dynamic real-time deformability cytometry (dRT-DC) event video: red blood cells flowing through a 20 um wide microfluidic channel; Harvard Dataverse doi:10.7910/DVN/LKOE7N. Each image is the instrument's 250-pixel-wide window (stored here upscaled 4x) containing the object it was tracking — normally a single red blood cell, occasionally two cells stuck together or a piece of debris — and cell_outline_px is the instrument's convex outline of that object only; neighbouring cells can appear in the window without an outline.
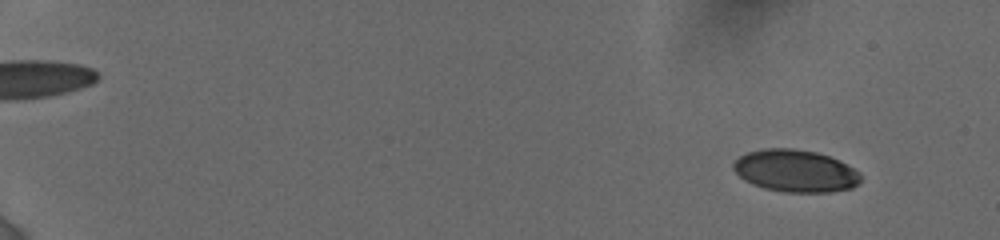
{"species": "human", "species_latin": "Homo sapiens", "temperature_condition": "cold", "stored_images_in_passage": 58, "camera_frame_rate_fps": 3000, "um_per_image_px": 0.085, "donor": {"sex": "female"}, "frame": {"image": 1, "passage_image": 6, "time_ms": 1.333, "image_size_px": [1000, 240], "cell_outline_px": [[860, 180], [852, 188], [828, 192], [784, 192], [764, 188], [752, 184], [744, 180], [732, 168], [732, 164], [740, 156], [748, 152], [764, 148], [792, 148], [816, 152], [840, 160], [860, 172]], "centroid_in_image_um": [67.6, 14.52], "position_along_channel_um": 17.4, "area_um2": 31.33}}
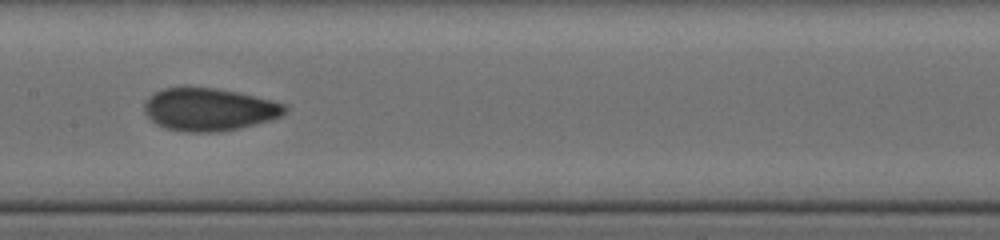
{"frame": {"image": 2, "passage_image": 33, "time_ms": 10.333, "image_size_px": [1000, 240], "cell_outline_px": [[288, 108], [280, 116], [268, 120], [240, 128], [220, 132], [188, 132], [164, 128], [156, 124], [144, 112], [144, 100], [148, 96], [164, 88], [216, 88], [236, 92], [272, 100], [284, 104]], "centroid_in_image_um": [17.73, 9.31], "position_along_channel_um": 189.7, "area_um2": 34.74}}
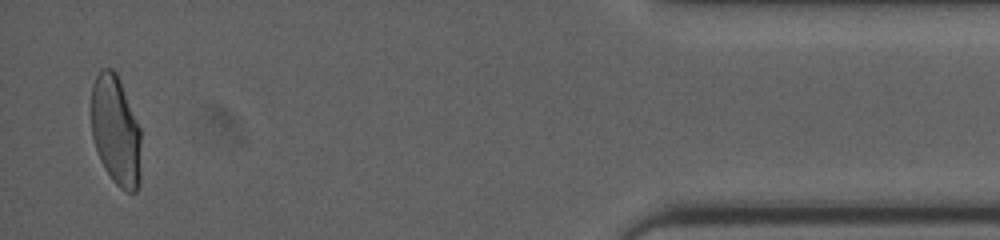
{"frame": {"image": 3, "passage_image": 57, "time_ms": 18.0, "image_size_px": [1000, 240], "cell_outline_px": [[140, 184], [136, 192], [128, 192], [120, 188], [112, 180], [104, 168], [100, 160], [92, 136], [92, 84], [100, 68], [112, 68], [116, 72], [120, 80], [140, 128]], "centroid_in_image_um": [9.84, 11.11], "position_along_channel_um": 425.4, "area_um2": 31.96}, "authors_computed_cell_mechanics": {"area_um2": 32.7437, "velocity_mm_per_s": 3.8498, "shape_relaxation_time_tau1_ms": 9.5088, "shape_relaxation_time_tau2_ms": 0.875, "deformation_change_tau1": 0.2161, "deformation_change_tau2": 0.0572}}